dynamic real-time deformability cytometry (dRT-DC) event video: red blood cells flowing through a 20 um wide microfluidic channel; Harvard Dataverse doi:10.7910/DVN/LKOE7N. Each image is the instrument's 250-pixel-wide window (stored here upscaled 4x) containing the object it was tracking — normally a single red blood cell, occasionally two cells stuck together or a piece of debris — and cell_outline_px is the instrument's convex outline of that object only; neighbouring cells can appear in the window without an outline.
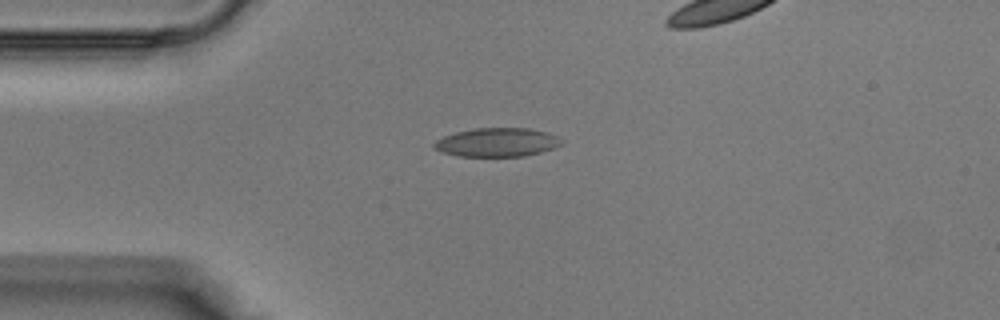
{"species": "Egyptian fruit bat (a non-hibernating species)", "species_latin": "Rousettus aegyptiacus", "temperature_condition": "warm", "stored_images_in_passage": 26, "camera_frame_rate_fps": 3000, "um_per_image_px": 0.085, "animal": {"sex": "male"}, "frame": {"image": 1, "passage_image": 1, "time_ms": 0.0, "image_size_px": [1000, 320], "cell_outline_px": [[564, 144], [556, 148], [524, 156], [456, 156], [432, 148], [432, 144], [436, 140], [444, 136], [456, 132], [476, 128], [528, 128], [548, 132], [564, 140]], "centroid_in_image_um": [42.28, 12.1], "position_along_channel_um": 42.7, "area_um2": 21.5}}
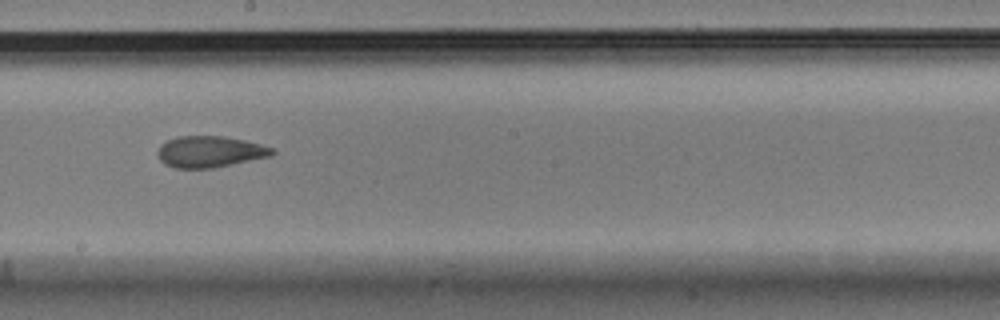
{"frame": {"image": 2, "passage_image": 13, "time_ms": 4.0, "image_size_px": [1000, 320], "cell_outline_px": [[276, 152], [272, 156], [212, 168], [172, 168], [164, 164], [160, 160], [156, 152], [160, 144], [176, 136], [224, 136], [244, 140], [276, 148]], "centroid_in_image_um": [17.83, 12.89], "position_along_channel_um": 230.4, "area_um2": 21.15}}
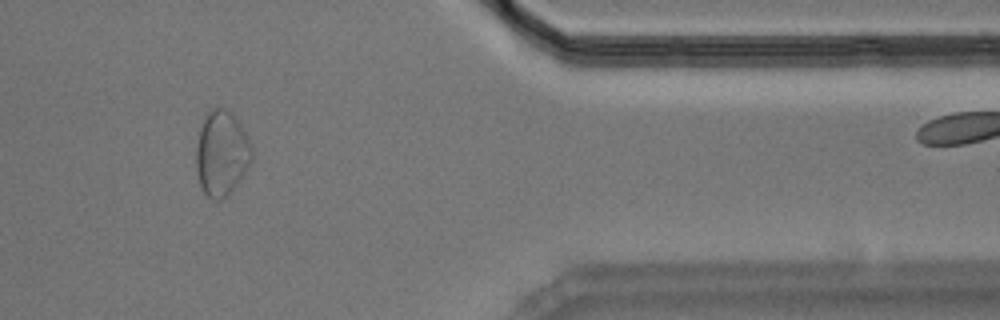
{"frame": {"image": 3, "passage_image": 24, "time_ms": 7.667, "image_size_px": [1000, 320], "cell_outline_px": [[252, 160], [240, 180], [232, 192], [224, 200], [212, 200], [204, 192], [200, 184], [196, 172], [196, 148], [200, 128], [208, 112], [212, 108], [224, 108], [232, 112], [248, 136], [252, 148]], "centroid_in_image_um": [18.85, 13.06], "position_along_channel_um": 392.6, "area_um2": 27.8}}